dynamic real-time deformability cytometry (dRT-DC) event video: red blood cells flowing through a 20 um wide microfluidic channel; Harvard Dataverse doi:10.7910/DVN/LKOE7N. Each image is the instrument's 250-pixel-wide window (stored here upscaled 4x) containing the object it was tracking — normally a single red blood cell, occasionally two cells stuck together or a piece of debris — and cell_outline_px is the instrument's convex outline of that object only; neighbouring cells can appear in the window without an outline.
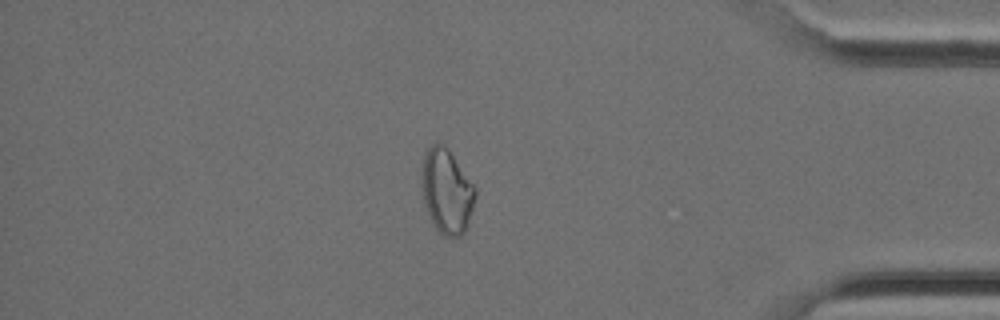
{"species": "Egyptian fruit bat (a non-hibernating species)", "species_latin": "Rousettus aegyptiacus", "temperature_condition": "cold", "stored_images_in_passage": 38, "camera_frame_rate_fps": 3000, "um_per_image_px": 0.085, "animal": {"sex": "female"}, "frame": {"image": 1, "passage_image": 33, "time_ms": 10.667, "image_size_px": [1000, 320], "cell_outline_px": [[476, 196], [468, 228], [460, 236], [444, 236], [436, 232], [432, 224], [424, 204], [420, 176], [424, 152], [436, 140], [448, 148], [476, 188]], "centroid_in_image_um": [37.95, 16.26], "position_along_channel_um": 397.2, "area_um2": 27.05}}